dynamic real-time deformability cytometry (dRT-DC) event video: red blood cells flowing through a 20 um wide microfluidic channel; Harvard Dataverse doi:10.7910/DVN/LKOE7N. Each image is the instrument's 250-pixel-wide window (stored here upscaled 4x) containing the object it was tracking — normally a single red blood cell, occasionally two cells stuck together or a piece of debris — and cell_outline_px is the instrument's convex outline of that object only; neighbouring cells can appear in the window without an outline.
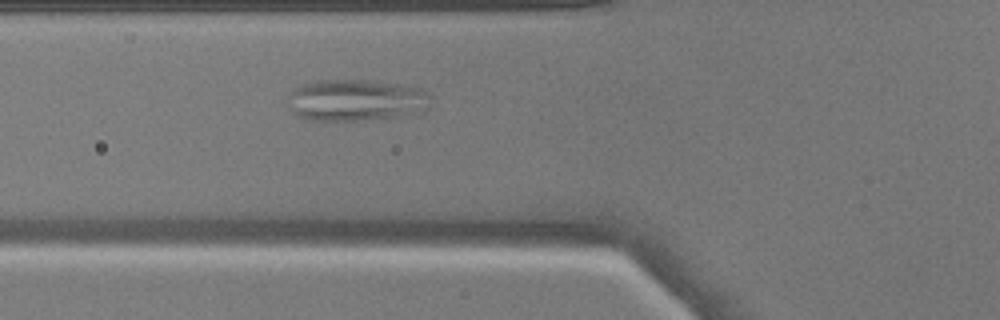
{"species": "common noctule bat (a hibernating species)", "species_latin": "Nyctalus noctula", "temperature_condition": "warm", "stored_images_in_passage": 38, "camera_frame_rate_fps": 3000, "um_per_image_px": 0.085, "animal": {"sex": "male", "body_mass_g": 17.9}, "frame": {"image": 1, "passage_image": 7, "time_ms": 2.0, "image_size_px": [1000, 320], "cell_outline_px": [[428, 108], [392, 116], [364, 120], [308, 120], [296, 116], [288, 96], [296, 88], [304, 84], [316, 80], [372, 80], [400, 84], [420, 88], [428, 96]], "centroid_in_image_um": [30.2, 8.49], "position_along_channel_um": 95.6, "area_um2": 33.81}}
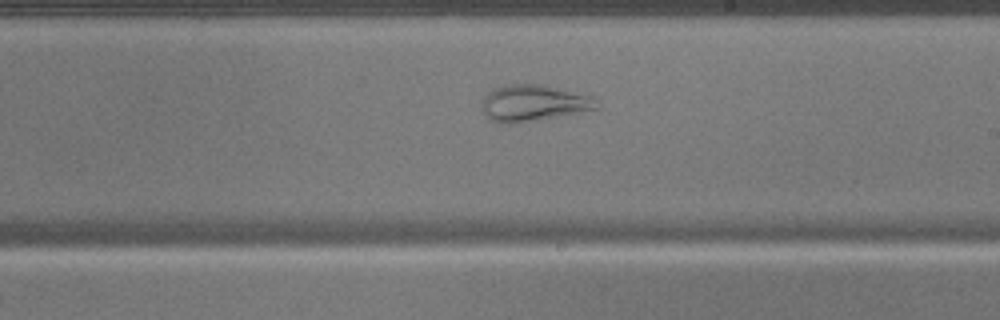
{"frame": {"image": 2, "passage_image": 18, "time_ms": 5.667, "image_size_px": [1000, 320], "cell_outline_px": [[600, 108], [512, 124], [508, 124], [492, 120], [480, 108], [484, 96], [492, 88], [504, 84], [540, 84], [592, 96], [600, 104]], "centroid_in_image_um": [45.32, 8.74], "position_along_channel_um": 243.7, "area_um2": 24.16}}
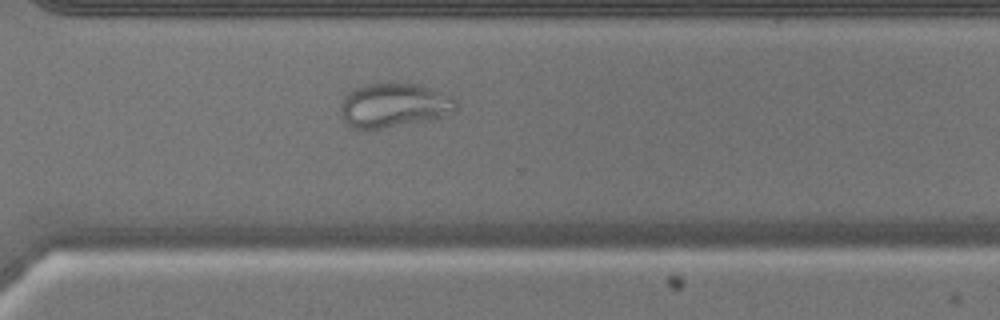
{"frame": {"image": 3, "passage_image": 25, "time_ms": 8.0, "image_size_px": [1000, 320], "cell_outline_px": [[456, 108], [452, 112], [444, 116], [428, 120], [380, 128], [352, 128], [340, 116], [340, 108], [344, 96], [352, 88], [360, 84], [388, 80], [392, 80], [412, 84], [428, 88], [452, 96], [456, 100]], "centroid_in_image_um": [33.42, 8.89], "position_along_channel_um": 337.2, "area_um2": 30.17}}